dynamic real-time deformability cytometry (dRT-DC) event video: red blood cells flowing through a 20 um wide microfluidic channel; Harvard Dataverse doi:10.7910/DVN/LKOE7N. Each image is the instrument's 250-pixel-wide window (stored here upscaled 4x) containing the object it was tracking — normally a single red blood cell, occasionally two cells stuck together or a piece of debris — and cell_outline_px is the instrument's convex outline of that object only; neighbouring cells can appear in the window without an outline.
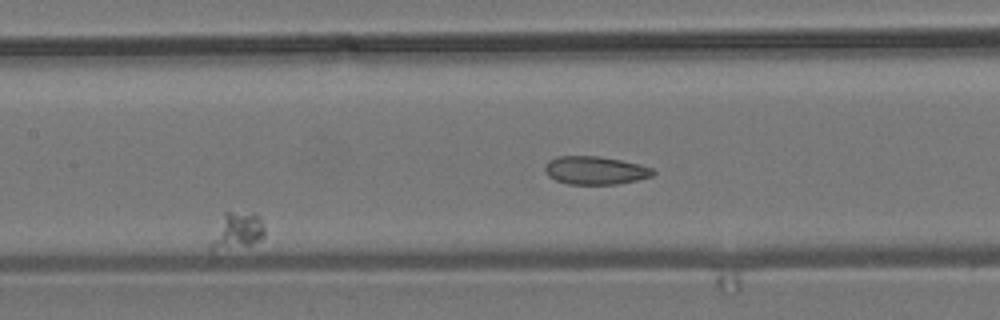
{"species": "common noctule bat (a hibernating species)", "species_latin": "Nyctalus noctula", "temperature_condition": "room temperature", "stored_images_in_passage": 16, "camera_frame_rate_fps": 3000, "um_per_image_px": 0.085, "animal": {"sex": "male", "body_mass_g": 19.2, "forearm_length_mm": 51.8}, "frame": {"image": 1, "passage_image": 7, "time_ms": 2.0, "image_size_px": [1000, 320], "cell_outline_px": [[264, 236], [260, 240], [252, 244], [212, 256], [208, 248], [208, 244], [224, 212], [252, 212], [260, 216], [264, 228]], "centroid_in_image_um": [20.06, 19.72], "position_along_channel_um": 187.3, "area_um2": 12.37}}
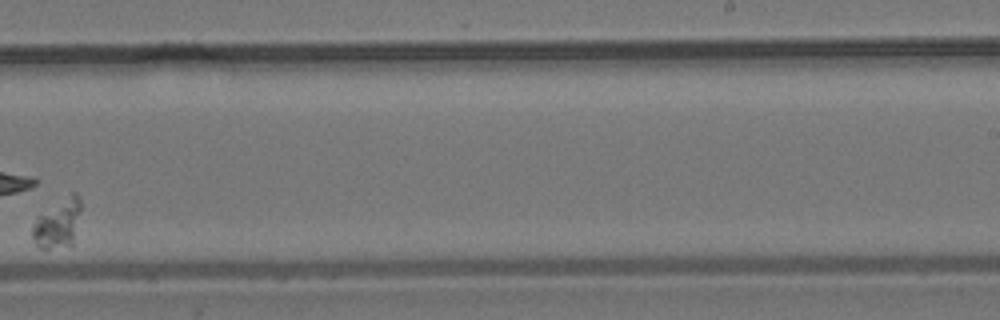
{"frame": {"image": 2, "passage_image": 10, "time_ms": 3.0, "image_size_px": [1000, 320], "cell_outline_px": [[80, 212], [72, 244], [48, 248], [40, 248], [36, 244], [32, 236], [32, 228], [36, 216], [72, 192], [76, 192], [80, 196]], "centroid_in_image_um": [4.9, 18.95], "position_along_channel_um": 284.1, "area_um2": 13.58}}
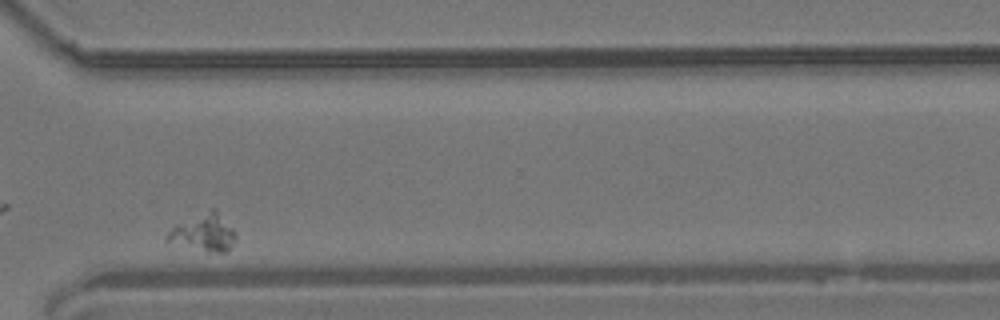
{"frame": {"image": 3, "passage_image": 12, "time_ms": 3.667, "image_size_px": [1000, 320], "cell_outline_px": [[236, 236], [228, 252], [204, 252], [164, 240], [164, 236], [176, 224], [212, 208], [216, 208], [236, 232]], "centroid_in_image_um": [17.32, 19.78], "position_along_channel_um": 353.3, "area_um2": 14.97}}